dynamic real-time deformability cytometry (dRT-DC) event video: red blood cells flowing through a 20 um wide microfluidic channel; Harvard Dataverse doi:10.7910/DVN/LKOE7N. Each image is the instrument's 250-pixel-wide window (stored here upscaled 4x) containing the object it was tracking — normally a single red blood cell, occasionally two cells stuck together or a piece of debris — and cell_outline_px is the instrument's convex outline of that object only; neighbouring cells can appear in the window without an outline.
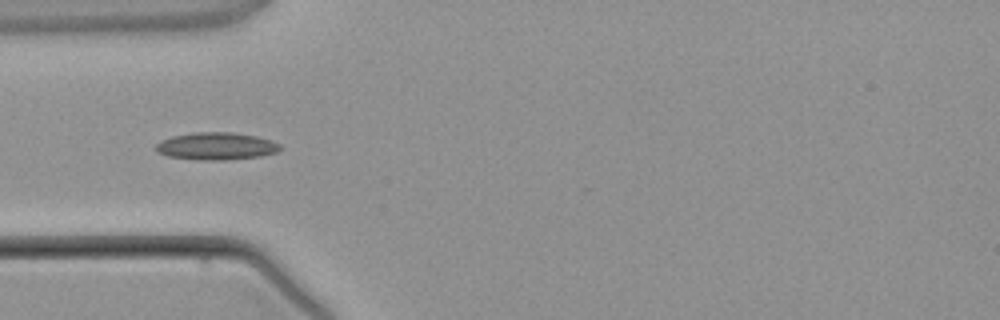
{"species": "common noctule bat (a hibernating species)", "species_latin": "Nyctalus noctula", "temperature_condition": "warm", "stored_images_in_passage": 6, "camera_frame_rate_fps": 3000, "um_per_image_px": 0.085, "animal": {"sex": "male", "body_mass_g": 21.5, "forearm_length_mm": 52.0}, "frame": {"image": 1, "passage_image": 4, "time_ms": 4.0, "image_size_px": [1000, 320], "cell_outline_px": [[280, 148], [276, 152], [260, 156], [224, 160], [196, 160], [168, 156], [156, 152], [156, 144], [160, 140], [172, 136], [192, 132], [232, 132], [256, 136], [272, 140], [280, 144]], "centroid_in_image_um": [18.35, 12.42], "position_along_channel_um": 66.7, "area_um2": 19.94}}
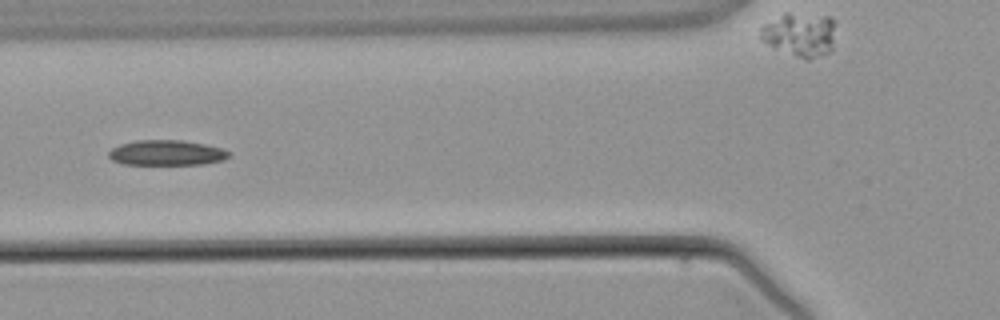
{"frame": {"image": 2, "passage_image": 5, "time_ms": 5.0, "image_size_px": [1000, 320], "cell_outline_px": [[232, 156], [224, 160], [204, 164], [124, 164], [112, 160], [108, 156], [108, 152], [112, 148], [120, 144], [136, 140], [180, 140], [204, 144], [224, 148], [232, 152]], "centroid_in_image_um": [14.22, 12.98], "position_along_channel_um": 111.6, "area_um2": 17.86}}